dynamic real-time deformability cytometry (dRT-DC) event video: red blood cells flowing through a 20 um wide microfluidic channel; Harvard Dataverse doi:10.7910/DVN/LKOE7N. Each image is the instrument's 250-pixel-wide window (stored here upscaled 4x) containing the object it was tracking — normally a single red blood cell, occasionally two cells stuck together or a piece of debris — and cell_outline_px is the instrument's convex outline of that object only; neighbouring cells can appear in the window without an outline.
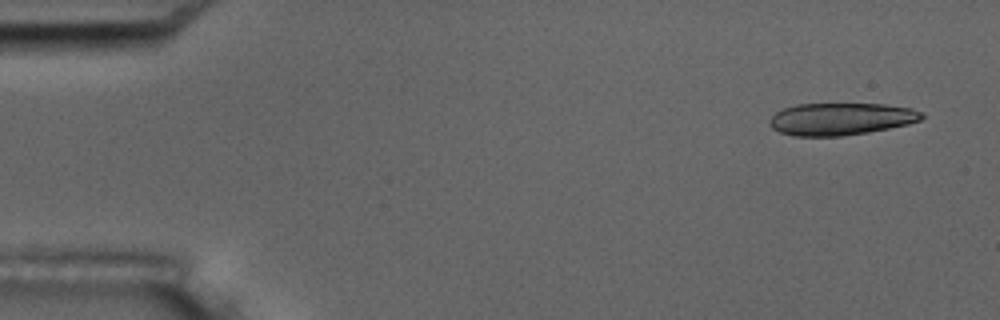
{"species": "common noctule bat (a hibernating species)", "species_latin": "Nyctalus noctula", "temperature_condition": "room temperature", "stored_images_in_passage": 5, "camera_frame_rate_fps": 3000, "um_per_image_px": 0.085, "animal": {"sex": "male", "body_mass_g": 17.5, "forearm_length_mm": 52.3}, "frame": {"image": 1, "passage_image": 1, "time_ms": 0.0, "image_size_px": [1000, 320], "cell_outline_px": [[924, 116], [920, 120], [908, 124], [868, 132], [840, 136], [792, 136], [780, 132], [772, 128], [768, 124], [768, 120], [776, 112], [784, 108], [796, 104], [884, 104], [912, 108], [924, 112]], "centroid_in_image_um": [71.46, 10.11], "position_along_channel_um": 13.5, "area_um2": 28.67}}